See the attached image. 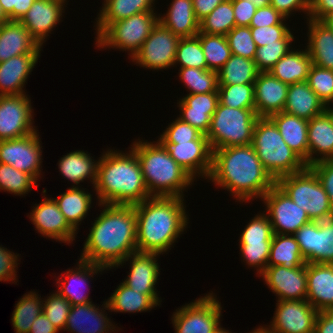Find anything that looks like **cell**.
Masks as SVG:
<instances>
[{
  "label": "cell",
  "mask_w": 333,
  "mask_h": 333,
  "mask_svg": "<svg viewBox=\"0 0 333 333\" xmlns=\"http://www.w3.org/2000/svg\"><path fill=\"white\" fill-rule=\"evenodd\" d=\"M333 32V13L322 20Z\"/></svg>",
  "instance_id": "8c879c8a"
},
{
  "label": "cell",
  "mask_w": 333,
  "mask_h": 333,
  "mask_svg": "<svg viewBox=\"0 0 333 333\" xmlns=\"http://www.w3.org/2000/svg\"><path fill=\"white\" fill-rule=\"evenodd\" d=\"M288 84L260 72L254 82L255 113L258 117H270L283 111L288 94Z\"/></svg>",
  "instance_id": "d4e9b609"
},
{
  "label": "cell",
  "mask_w": 333,
  "mask_h": 333,
  "mask_svg": "<svg viewBox=\"0 0 333 333\" xmlns=\"http://www.w3.org/2000/svg\"><path fill=\"white\" fill-rule=\"evenodd\" d=\"M209 180L229 191L239 203L262 199L276 184V180L262 165L252 145L213 150L208 182Z\"/></svg>",
  "instance_id": "7a4b0ae2"
},
{
  "label": "cell",
  "mask_w": 333,
  "mask_h": 333,
  "mask_svg": "<svg viewBox=\"0 0 333 333\" xmlns=\"http://www.w3.org/2000/svg\"><path fill=\"white\" fill-rule=\"evenodd\" d=\"M78 260L79 262H77V267L75 269L69 268V270L65 271L62 276L60 275L56 278V280L58 279L56 285L59 288L57 289V292L65 297L72 306L92 303L91 298H89L88 294L84 292L83 287L89 285V280L92 279L95 274L98 275L104 270H107L103 266L86 262L81 259Z\"/></svg>",
  "instance_id": "cb8c5ba5"
},
{
  "label": "cell",
  "mask_w": 333,
  "mask_h": 333,
  "mask_svg": "<svg viewBox=\"0 0 333 333\" xmlns=\"http://www.w3.org/2000/svg\"><path fill=\"white\" fill-rule=\"evenodd\" d=\"M106 310L109 311V307L105 300L100 308L94 305V303L71 306L64 331L72 333L115 332V328L118 326H116L117 324L114 325L111 318L107 317Z\"/></svg>",
  "instance_id": "7402d4cb"
},
{
  "label": "cell",
  "mask_w": 333,
  "mask_h": 333,
  "mask_svg": "<svg viewBox=\"0 0 333 333\" xmlns=\"http://www.w3.org/2000/svg\"><path fill=\"white\" fill-rule=\"evenodd\" d=\"M42 193L44 199L41 203L35 204L30 215L28 214L35 230L43 237L72 244L78 232L69 225L54 198L46 197V189Z\"/></svg>",
  "instance_id": "ac0fdd59"
},
{
  "label": "cell",
  "mask_w": 333,
  "mask_h": 333,
  "mask_svg": "<svg viewBox=\"0 0 333 333\" xmlns=\"http://www.w3.org/2000/svg\"><path fill=\"white\" fill-rule=\"evenodd\" d=\"M11 322L15 333H29L32 323L42 313L43 300L36 291L23 295L15 304Z\"/></svg>",
  "instance_id": "60d3db41"
},
{
  "label": "cell",
  "mask_w": 333,
  "mask_h": 333,
  "mask_svg": "<svg viewBox=\"0 0 333 333\" xmlns=\"http://www.w3.org/2000/svg\"><path fill=\"white\" fill-rule=\"evenodd\" d=\"M179 79L189 94L218 92V73L209 69L179 68Z\"/></svg>",
  "instance_id": "ee69618b"
},
{
  "label": "cell",
  "mask_w": 333,
  "mask_h": 333,
  "mask_svg": "<svg viewBox=\"0 0 333 333\" xmlns=\"http://www.w3.org/2000/svg\"><path fill=\"white\" fill-rule=\"evenodd\" d=\"M38 183L27 173L19 171L11 165L0 162V190L13 195L24 196L31 192Z\"/></svg>",
  "instance_id": "7dc6e473"
},
{
  "label": "cell",
  "mask_w": 333,
  "mask_h": 333,
  "mask_svg": "<svg viewBox=\"0 0 333 333\" xmlns=\"http://www.w3.org/2000/svg\"><path fill=\"white\" fill-rule=\"evenodd\" d=\"M219 102L230 108L255 109L254 83L219 85Z\"/></svg>",
  "instance_id": "f6af8a7d"
},
{
  "label": "cell",
  "mask_w": 333,
  "mask_h": 333,
  "mask_svg": "<svg viewBox=\"0 0 333 333\" xmlns=\"http://www.w3.org/2000/svg\"><path fill=\"white\" fill-rule=\"evenodd\" d=\"M129 151V152H128ZM108 149L99 157L94 187L98 204L136 205L152 197L135 152Z\"/></svg>",
  "instance_id": "277c9868"
},
{
  "label": "cell",
  "mask_w": 333,
  "mask_h": 333,
  "mask_svg": "<svg viewBox=\"0 0 333 333\" xmlns=\"http://www.w3.org/2000/svg\"><path fill=\"white\" fill-rule=\"evenodd\" d=\"M250 333H272L271 331H269L265 326H260L252 331H250Z\"/></svg>",
  "instance_id": "753ad0ef"
},
{
  "label": "cell",
  "mask_w": 333,
  "mask_h": 333,
  "mask_svg": "<svg viewBox=\"0 0 333 333\" xmlns=\"http://www.w3.org/2000/svg\"><path fill=\"white\" fill-rule=\"evenodd\" d=\"M262 165L277 180L303 171L305 162L283 140L277 126L269 117H259L251 144Z\"/></svg>",
  "instance_id": "8992f818"
},
{
  "label": "cell",
  "mask_w": 333,
  "mask_h": 333,
  "mask_svg": "<svg viewBox=\"0 0 333 333\" xmlns=\"http://www.w3.org/2000/svg\"><path fill=\"white\" fill-rule=\"evenodd\" d=\"M43 299L44 315L59 331L64 330L67 317L71 309V303L57 291Z\"/></svg>",
  "instance_id": "f5cc1de1"
},
{
  "label": "cell",
  "mask_w": 333,
  "mask_h": 333,
  "mask_svg": "<svg viewBox=\"0 0 333 333\" xmlns=\"http://www.w3.org/2000/svg\"><path fill=\"white\" fill-rule=\"evenodd\" d=\"M0 4L4 14L10 21H13V6L14 0H0Z\"/></svg>",
  "instance_id": "89a4df30"
},
{
  "label": "cell",
  "mask_w": 333,
  "mask_h": 333,
  "mask_svg": "<svg viewBox=\"0 0 333 333\" xmlns=\"http://www.w3.org/2000/svg\"><path fill=\"white\" fill-rule=\"evenodd\" d=\"M111 312L138 313L146 312L158 305L146 294L136 292L123 281L106 300Z\"/></svg>",
  "instance_id": "74e56055"
},
{
  "label": "cell",
  "mask_w": 333,
  "mask_h": 333,
  "mask_svg": "<svg viewBox=\"0 0 333 333\" xmlns=\"http://www.w3.org/2000/svg\"><path fill=\"white\" fill-rule=\"evenodd\" d=\"M273 229L265 212L254 216L242 231L239 242L272 241Z\"/></svg>",
  "instance_id": "db71d44e"
},
{
  "label": "cell",
  "mask_w": 333,
  "mask_h": 333,
  "mask_svg": "<svg viewBox=\"0 0 333 333\" xmlns=\"http://www.w3.org/2000/svg\"><path fill=\"white\" fill-rule=\"evenodd\" d=\"M285 21L286 18L284 16H282L274 7L268 5L256 9L249 27L260 28L277 24H288Z\"/></svg>",
  "instance_id": "680465c9"
},
{
  "label": "cell",
  "mask_w": 333,
  "mask_h": 333,
  "mask_svg": "<svg viewBox=\"0 0 333 333\" xmlns=\"http://www.w3.org/2000/svg\"><path fill=\"white\" fill-rule=\"evenodd\" d=\"M180 37L173 34L159 21L138 52L132 57L134 64L151 70H167L174 67Z\"/></svg>",
  "instance_id": "8fae6325"
},
{
  "label": "cell",
  "mask_w": 333,
  "mask_h": 333,
  "mask_svg": "<svg viewBox=\"0 0 333 333\" xmlns=\"http://www.w3.org/2000/svg\"><path fill=\"white\" fill-rule=\"evenodd\" d=\"M130 145L141 165L145 185L151 196L184 198L194 178L183 169L159 141L136 139Z\"/></svg>",
  "instance_id": "5b68a950"
},
{
  "label": "cell",
  "mask_w": 333,
  "mask_h": 333,
  "mask_svg": "<svg viewBox=\"0 0 333 333\" xmlns=\"http://www.w3.org/2000/svg\"><path fill=\"white\" fill-rule=\"evenodd\" d=\"M276 184L305 210L311 221H323L333 217V207L315 172L306 167L303 171L282 176Z\"/></svg>",
  "instance_id": "ba28073f"
},
{
  "label": "cell",
  "mask_w": 333,
  "mask_h": 333,
  "mask_svg": "<svg viewBox=\"0 0 333 333\" xmlns=\"http://www.w3.org/2000/svg\"><path fill=\"white\" fill-rule=\"evenodd\" d=\"M240 256L249 267L256 268L258 276L266 269L272 241L239 242Z\"/></svg>",
  "instance_id": "f907efd6"
},
{
  "label": "cell",
  "mask_w": 333,
  "mask_h": 333,
  "mask_svg": "<svg viewBox=\"0 0 333 333\" xmlns=\"http://www.w3.org/2000/svg\"><path fill=\"white\" fill-rule=\"evenodd\" d=\"M269 118L277 126L283 140L308 167V120L283 111Z\"/></svg>",
  "instance_id": "4dcf8cb0"
},
{
  "label": "cell",
  "mask_w": 333,
  "mask_h": 333,
  "mask_svg": "<svg viewBox=\"0 0 333 333\" xmlns=\"http://www.w3.org/2000/svg\"><path fill=\"white\" fill-rule=\"evenodd\" d=\"M276 302V311L272 321L270 325H265L269 331L272 333H314L319 311L306 299Z\"/></svg>",
  "instance_id": "2e32d148"
},
{
  "label": "cell",
  "mask_w": 333,
  "mask_h": 333,
  "mask_svg": "<svg viewBox=\"0 0 333 333\" xmlns=\"http://www.w3.org/2000/svg\"><path fill=\"white\" fill-rule=\"evenodd\" d=\"M235 27V17L231 0L220 3L199 23V32L226 36Z\"/></svg>",
  "instance_id": "7bdbcfd3"
},
{
  "label": "cell",
  "mask_w": 333,
  "mask_h": 333,
  "mask_svg": "<svg viewBox=\"0 0 333 333\" xmlns=\"http://www.w3.org/2000/svg\"><path fill=\"white\" fill-rule=\"evenodd\" d=\"M81 188V186H71L66 192L54 198L59 210L76 232L77 229L79 230L78 226L88 215L93 200L91 192L85 191L86 188Z\"/></svg>",
  "instance_id": "8d00e7d4"
},
{
  "label": "cell",
  "mask_w": 333,
  "mask_h": 333,
  "mask_svg": "<svg viewBox=\"0 0 333 333\" xmlns=\"http://www.w3.org/2000/svg\"><path fill=\"white\" fill-rule=\"evenodd\" d=\"M9 21L8 17L4 14L1 4H0V26L5 22Z\"/></svg>",
  "instance_id": "34e18365"
},
{
  "label": "cell",
  "mask_w": 333,
  "mask_h": 333,
  "mask_svg": "<svg viewBox=\"0 0 333 333\" xmlns=\"http://www.w3.org/2000/svg\"><path fill=\"white\" fill-rule=\"evenodd\" d=\"M28 94L0 95V140L20 138L37 131Z\"/></svg>",
  "instance_id": "5bb4252c"
},
{
  "label": "cell",
  "mask_w": 333,
  "mask_h": 333,
  "mask_svg": "<svg viewBox=\"0 0 333 333\" xmlns=\"http://www.w3.org/2000/svg\"><path fill=\"white\" fill-rule=\"evenodd\" d=\"M306 82L327 108L333 106V70L312 64Z\"/></svg>",
  "instance_id": "c3c4849f"
},
{
  "label": "cell",
  "mask_w": 333,
  "mask_h": 333,
  "mask_svg": "<svg viewBox=\"0 0 333 333\" xmlns=\"http://www.w3.org/2000/svg\"><path fill=\"white\" fill-rule=\"evenodd\" d=\"M158 15L157 12L147 11L113 22L95 37L96 46L100 49L127 51L132 59L157 24Z\"/></svg>",
  "instance_id": "9c48e42d"
},
{
  "label": "cell",
  "mask_w": 333,
  "mask_h": 333,
  "mask_svg": "<svg viewBox=\"0 0 333 333\" xmlns=\"http://www.w3.org/2000/svg\"><path fill=\"white\" fill-rule=\"evenodd\" d=\"M306 300L317 311L333 310V264L307 263Z\"/></svg>",
  "instance_id": "4316f807"
},
{
  "label": "cell",
  "mask_w": 333,
  "mask_h": 333,
  "mask_svg": "<svg viewBox=\"0 0 333 333\" xmlns=\"http://www.w3.org/2000/svg\"><path fill=\"white\" fill-rule=\"evenodd\" d=\"M180 65L179 68H197L208 69L204 56V51L200 43L199 37L180 38L177 46L175 65Z\"/></svg>",
  "instance_id": "bcb514c9"
},
{
  "label": "cell",
  "mask_w": 333,
  "mask_h": 333,
  "mask_svg": "<svg viewBox=\"0 0 333 333\" xmlns=\"http://www.w3.org/2000/svg\"><path fill=\"white\" fill-rule=\"evenodd\" d=\"M218 102V92L186 94L177 102L181 111L178 118L206 135Z\"/></svg>",
  "instance_id": "484cf974"
},
{
  "label": "cell",
  "mask_w": 333,
  "mask_h": 333,
  "mask_svg": "<svg viewBox=\"0 0 333 333\" xmlns=\"http://www.w3.org/2000/svg\"><path fill=\"white\" fill-rule=\"evenodd\" d=\"M155 0H104L96 20L98 37L111 23L131 17L132 15L155 11Z\"/></svg>",
  "instance_id": "d6a6232c"
},
{
  "label": "cell",
  "mask_w": 333,
  "mask_h": 333,
  "mask_svg": "<svg viewBox=\"0 0 333 333\" xmlns=\"http://www.w3.org/2000/svg\"><path fill=\"white\" fill-rule=\"evenodd\" d=\"M249 3H253L256 8H261L270 5V0H246Z\"/></svg>",
  "instance_id": "2644e50d"
},
{
  "label": "cell",
  "mask_w": 333,
  "mask_h": 333,
  "mask_svg": "<svg viewBox=\"0 0 333 333\" xmlns=\"http://www.w3.org/2000/svg\"><path fill=\"white\" fill-rule=\"evenodd\" d=\"M270 5L274 7L287 20L293 12L300 11L308 18L310 9V0H270Z\"/></svg>",
  "instance_id": "94428289"
},
{
  "label": "cell",
  "mask_w": 333,
  "mask_h": 333,
  "mask_svg": "<svg viewBox=\"0 0 333 333\" xmlns=\"http://www.w3.org/2000/svg\"><path fill=\"white\" fill-rule=\"evenodd\" d=\"M308 32L306 50L312 64L333 70V32L322 21L307 18Z\"/></svg>",
  "instance_id": "f546056e"
},
{
  "label": "cell",
  "mask_w": 333,
  "mask_h": 333,
  "mask_svg": "<svg viewBox=\"0 0 333 333\" xmlns=\"http://www.w3.org/2000/svg\"><path fill=\"white\" fill-rule=\"evenodd\" d=\"M287 24H277L269 27H250L253 40L257 47L269 44H292L294 34Z\"/></svg>",
  "instance_id": "681fc988"
},
{
  "label": "cell",
  "mask_w": 333,
  "mask_h": 333,
  "mask_svg": "<svg viewBox=\"0 0 333 333\" xmlns=\"http://www.w3.org/2000/svg\"><path fill=\"white\" fill-rule=\"evenodd\" d=\"M310 168L315 172L321 181L333 207V159L314 163L310 166Z\"/></svg>",
  "instance_id": "91938a15"
},
{
  "label": "cell",
  "mask_w": 333,
  "mask_h": 333,
  "mask_svg": "<svg viewBox=\"0 0 333 333\" xmlns=\"http://www.w3.org/2000/svg\"><path fill=\"white\" fill-rule=\"evenodd\" d=\"M292 48V44H269L257 47L254 61L258 70L268 72Z\"/></svg>",
  "instance_id": "9f6ffc18"
},
{
  "label": "cell",
  "mask_w": 333,
  "mask_h": 333,
  "mask_svg": "<svg viewBox=\"0 0 333 333\" xmlns=\"http://www.w3.org/2000/svg\"><path fill=\"white\" fill-rule=\"evenodd\" d=\"M261 276L272 293L276 294L277 301L306 299L307 263L293 269L267 266Z\"/></svg>",
  "instance_id": "d6986e66"
},
{
  "label": "cell",
  "mask_w": 333,
  "mask_h": 333,
  "mask_svg": "<svg viewBox=\"0 0 333 333\" xmlns=\"http://www.w3.org/2000/svg\"><path fill=\"white\" fill-rule=\"evenodd\" d=\"M307 136L308 167L323 160L333 159V107L308 120Z\"/></svg>",
  "instance_id": "603a6c76"
},
{
  "label": "cell",
  "mask_w": 333,
  "mask_h": 333,
  "mask_svg": "<svg viewBox=\"0 0 333 333\" xmlns=\"http://www.w3.org/2000/svg\"><path fill=\"white\" fill-rule=\"evenodd\" d=\"M59 330L49 321L42 312L32 323L29 333H58Z\"/></svg>",
  "instance_id": "003e7915"
},
{
  "label": "cell",
  "mask_w": 333,
  "mask_h": 333,
  "mask_svg": "<svg viewBox=\"0 0 333 333\" xmlns=\"http://www.w3.org/2000/svg\"><path fill=\"white\" fill-rule=\"evenodd\" d=\"M134 207L137 251L163 255L188 227L184 198L152 196Z\"/></svg>",
  "instance_id": "3957f363"
},
{
  "label": "cell",
  "mask_w": 333,
  "mask_h": 333,
  "mask_svg": "<svg viewBox=\"0 0 333 333\" xmlns=\"http://www.w3.org/2000/svg\"><path fill=\"white\" fill-rule=\"evenodd\" d=\"M42 46L20 21L0 26V62L22 54H41Z\"/></svg>",
  "instance_id": "83f0119b"
},
{
  "label": "cell",
  "mask_w": 333,
  "mask_h": 333,
  "mask_svg": "<svg viewBox=\"0 0 333 333\" xmlns=\"http://www.w3.org/2000/svg\"><path fill=\"white\" fill-rule=\"evenodd\" d=\"M40 54H22L0 62V95L26 94L25 82Z\"/></svg>",
  "instance_id": "f1b7e54d"
},
{
  "label": "cell",
  "mask_w": 333,
  "mask_h": 333,
  "mask_svg": "<svg viewBox=\"0 0 333 333\" xmlns=\"http://www.w3.org/2000/svg\"><path fill=\"white\" fill-rule=\"evenodd\" d=\"M293 235L306 263L333 264V217L311 221Z\"/></svg>",
  "instance_id": "9a60e30c"
},
{
  "label": "cell",
  "mask_w": 333,
  "mask_h": 333,
  "mask_svg": "<svg viewBox=\"0 0 333 333\" xmlns=\"http://www.w3.org/2000/svg\"><path fill=\"white\" fill-rule=\"evenodd\" d=\"M158 21L180 38L193 37L199 33L192 0H173L166 14L158 15Z\"/></svg>",
  "instance_id": "1f68e13d"
},
{
  "label": "cell",
  "mask_w": 333,
  "mask_h": 333,
  "mask_svg": "<svg viewBox=\"0 0 333 333\" xmlns=\"http://www.w3.org/2000/svg\"><path fill=\"white\" fill-rule=\"evenodd\" d=\"M214 333H232L231 331L229 330H226L225 328H223L220 324V326L215 330Z\"/></svg>",
  "instance_id": "11e5206c"
},
{
  "label": "cell",
  "mask_w": 333,
  "mask_h": 333,
  "mask_svg": "<svg viewBox=\"0 0 333 333\" xmlns=\"http://www.w3.org/2000/svg\"><path fill=\"white\" fill-rule=\"evenodd\" d=\"M19 260V254H15L7 248L0 245V281H12L17 283V268L20 263H17Z\"/></svg>",
  "instance_id": "6f0895ef"
},
{
  "label": "cell",
  "mask_w": 333,
  "mask_h": 333,
  "mask_svg": "<svg viewBox=\"0 0 333 333\" xmlns=\"http://www.w3.org/2000/svg\"><path fill=\"white\" fill-rule=\"evenodd\" d=\"M99 205L102 212L92 223L79 259L114 269L137 251V215L133 205Z\"/></svg>",
  "instance_id": "6da1fadb"
},
{
  "label": "cell",
  "mask_w": 333,
  "mask_h": 333,
  "mask_svg": "<svg viewBox=\"0 0 333 333\" xmlns=\"http://www.w3.org/2000/svg\"><path fill=\"white\" fill-rule=\"evenodd\" d=\"M327 107L313 92L307 82L288 86V94L283 112L306 120L322 114Z\"/></svg>",
  "instance_id": "836d02e7"
},
{
  "label": "cell",
  "mask_w": 333,
  "mask_h": 333,
  "mask_svg": "<svg viewBox=\"0 0 333 333\" xmlns=\"http://www.w3.org/2000/svg\"><path fill=\"white\" fill-rule=\"evenodd\" d=\"M314 333H333V310L319 311Z\"/></svg>",
  "instance_id": "03108f58"
},
{
  "label": "cell",
  "mask_w": 333,
  "mask_h": 333,
  "mask_svg": "<svg viewBox=\"0 0 333 333\" xmlns=\"http://www.w3.org/2000/svg\"><path fill=\"white\" fill-rule=\"evenodd\" d=\"M333 13V0H310L309 19L323 20Z\"/></svg>",
  "instance_id": "be15d7a7"
},
{
  "label": "cell",
  "mask_w": 333,
  "mask_h": 333,
  "mask_svg": "<svg viewBox=\"0 0 333 333\" xmlns=\"http://www.w3.org/2000/svg\"><path fill=\"white\" fill-rule=\"evenodd\" d=\"M305 263L294 235H273L267 266H284L293 269Z\"/></svg>",
  "instance_id": "f35d334b"
},
{
  "label": "cell",
  "mask_w": 333,
  "mask_h": 333,
  "mask_svg": "<svg viewBox=\"0 0 333 333\" xmlns=\"http://www.w3.org/2000/svg\"><path fill=\"white\" fill-rule=\"evenodd\" d=\"M168 124L158 140L160 142H189L192 140H208L206 135L201 133L187 122L177 117L173 122Z\"/></svg>",
  "instance_id": "11a10c76"
},
{
  "label": "cell",
  "mask_w": 333,
  "mask_h": 333,
  "mask_svg": "<svg viewBox=\"0 0 333 333\" xmlns=\"http://www.w3.org/2000/svg\"><path fill=\"white\" fill-rule=\"evenodd\" d=\"M312 60L306 48L291 49L268 72L288 85L307 80Z\"/></svg>",
  "instance_id": "d590c367"
},
{
  "label": "cell",
  "mask_w": 333,
  "mask_h": 333,
  "mask_svg": "<svg viewBox=\"0 0 333 333\" xmlns=\"http://www.w3.org/2000/svg\"><path fill=\"white\" fill-rule=\"evenodd\" d=\"M217 73L218 85H234L254 83L260 71L254 60L232 54Z\"/></svg>",
  "instance_id": "ab89813d"
},
{
  "label": "cell",
  "mask_w": 333,
  "mask_h": 333,
  "mask_svg": "<svg viewBox=\"0 0 333 333\" xmlns=\"http://www.w3.org/2000/svg\"><path fill=\"white\" fill-rule=\"evenodd\" d=\"M221 312V302L211 291L176 309L171 320L175 333H214L221 324Z\"/></svg>",
  "instance_id": "30bf717a"
},
{
  "label": "cell",
  "mask_w": 333,
  "mask_h": 333,
  "mask_svg": "<svg viewBox=\"0 0 333 333\" xmlns=\"http://www.w3.org/2000/svg\"><path fill=\"white\" fill-rule=\"evenodd\" d=\"M225 0H192L196 19L200 22Z\"/></svg>",
  "instance_id": "e7e4bbea"
},
{
  "label": "cell",
  "mask_w": 333,
  "mask_h": 333,
  "mask_svg": "<svg viewBox=\"0 0 333 333\" xmlns=\"http://www.w3.org/2000/svg\"><path fill=\"white\" fill-rule=\"evenodd\" d=\"M261 201L274 234L293 235L300 227L311 222L307 212L297 206L277 184L264 194Z\"/></svg>",
  "instance_id": "7c38bea8"
},
{
  "label": "cell",
  "mask_w": 333,
  "mask_h": 333,
  "mask_svg": "<svg viewBox=\"0 0 333 333\" xmlns=\"http://www.w3.org/2000/svg\"><path fill=\"white\" fill-rule=\"evenodd\" d=\"M67 0H35L20 22L43 47L49 34L61 22Z\"/></svg>",
  "instance_id": "44dd1931"
},
{
  "label": "cell",
  "mask_w": 333,
  "mask_h": 333,
  "mask_svg": "<svg viewBox=\"0 0 333 333\" xmlns=\"http://www.w3.org/2000/svg\"><path fill=\"white\" fill-rule=\"evenodd\" d=\"M35 0H14L13 21H20Z\"/></svg>",
  "instance_id": "a7ac6f4b"
},
{
  "label": "cell",
  "mask_w": 333,
  "mask_h": 333,
  "mask_svg": "<svg viewBox=\"0 0 333 333\" xmlns=\"http://www.w3.org/2000/svg\"><path fill=\"white\" fill-rule=\"evenodd\" d=\"M170 156L194 179H208L212 168V149L208 140L161 142Z\"/></svg>",
  "instance_id": "ffe728a7"
},
{
  "label": "cell",
  "mask_w": 333,
  "mask_h": 333,
  "mask_svg": "<svg viewBox=\"0 0 333 333\" xmlns=\"http://www.w3.org/2000/svg\"><path fill=\"white\" fill-rule=\"evenodd\" d=\"M235 17V26L249 27L256 7L246 0H231Z\"/></svg>",
  "instance_id": "6125c7cd"
},
{
  "label": "cell",
  "mask_w": 333,
  "mask_h": 333,
  "mask_svg": "<svg viewBox=\"0 0 333 333\" xmlns=\"http://www.w3.org/2000/svg\"><path fill=\"white\" fill-rule=\"evenodd\" d=\"M207 68L218 72L232 56L226 36L198 33Z\"/></svg>",
  "instance_id": "b9f144b4"
},
{
  "label": "cell",
  "mask_w": 333,
  "mask_h": 333,
  "mask_svg": "<svg viewBox=\"0 0 333 333\" xmlns=\"http://www.w3.org/2000/svg\"><path fill=\"white\" fill-rule=\"evenodd\" d=\"M159 256L160 254L155 252L135 251L116 266L118 268L130 261V272L123 282L134 291L148 295L158 306L162 302L156 290L160 275V266L157 262Z\"/></svg>",
  "instance_id": "e0dca14e"
},
{
  "label": "cell",
  "mask_w": 333,
  "mask_h": 333,
  "mask_svg": "<svg viewBox=\"0 0 333 333\" xmlns=\"http://www.w3.org/2000/svg\"><path fill=\"white\" fill-rule=\"evenodd\" d=\"M38 133L37 130L20 138L0 140V162L29 174L36 182L40 181L43 162Z\"/></svg>",
  "instance_id": "4fadbf2b"
},
{
  "label": "cell",
  "mask_w": 333,
  "mask_h": 333,
  "mask_svg": "<svg viewBox=\"0 0 333 333\" xmlns=\"http://www.w3.org/2000/svg\"><path fill=\"white\" fill-rule=\"evenodd\" d=\"M84 150H76L63 155L58 162L59 172L63 178L70 180L74 185L72 187H78L84 180H90L91 184L95 185L97 178L98 160Z\"/></svg>",
  "instance_id": "e575fe53"
},
{
  "label": "cell",
  "mask_w": 333,
  "mask_h": 333,
  "mask_svg": "<svg viewBox=\"0 0 333 333\" xmlns=\"http://www.w3.org/2000/svg\"><path fill=\"white\" fill-rule=\"evenodd\" d=\"M258 118L255 109L230 108L218 102L206 134L212 151L251 145Z\"/></svg>",
  "instance_id": "52a82bcc"
},
{
  "label": "cell",
  "mask_w": 333,
  "mask_h": 333,
  "mask_svg": "<svg viewBox=\"0 0 333 333\" xmlns=\"http://www.w3.org/2000/svg\"><path fill=\"white\" fill-rule=\"evenodd\" d=\"M231 53L254 60L257 46L253 40L250 27L235 26L226 35Z\"/></svg>",
  "instance_id": "816d5d0a"
}]
</instances>
